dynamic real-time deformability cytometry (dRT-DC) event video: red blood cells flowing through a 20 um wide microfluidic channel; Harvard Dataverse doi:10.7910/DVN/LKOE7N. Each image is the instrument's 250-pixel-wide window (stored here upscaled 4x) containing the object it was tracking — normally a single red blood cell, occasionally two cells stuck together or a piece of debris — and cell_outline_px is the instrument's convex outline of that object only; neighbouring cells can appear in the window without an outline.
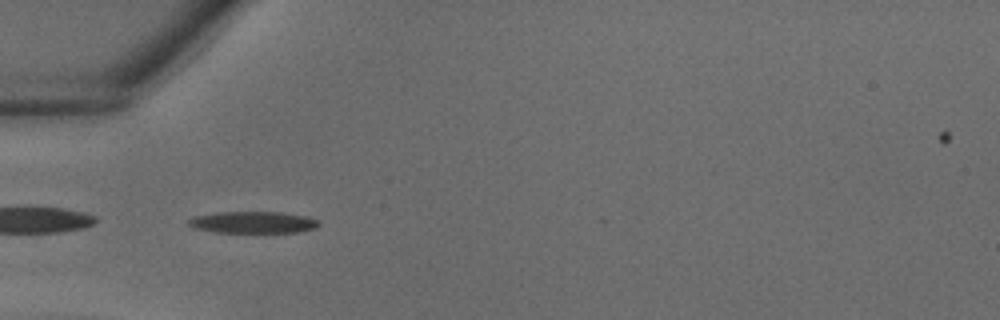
{"species": "common noctule bat (a hibernating species)", "species_latin": "Nyctalus noctula", "temperature_condition": "warm", "stored_images_in_passage": 39, "segment_of_instrument_passage": [2, 2], "camera_frame_rate_fps": 3000, "um_per_image_px": 0.085, "animal": {"sex": "male", "body_mass_g": 18.8}, "frame": {"image": 1, "passage_image": 13, "time_ms": 4.0, "image_size_px": [1000, 320], "cell_outline_px": [[320, 224], [316, 228], [300, 232], [216, 232], [196, 228], [188, 224], [188, 220], [192, 216], [216, 212], [280, 212], [304, 216], [316, 220]], "centroid_in_image_um": [21.48, 18.89], "position_along_channel_um": 63.5, "area_um2": 16.36}}
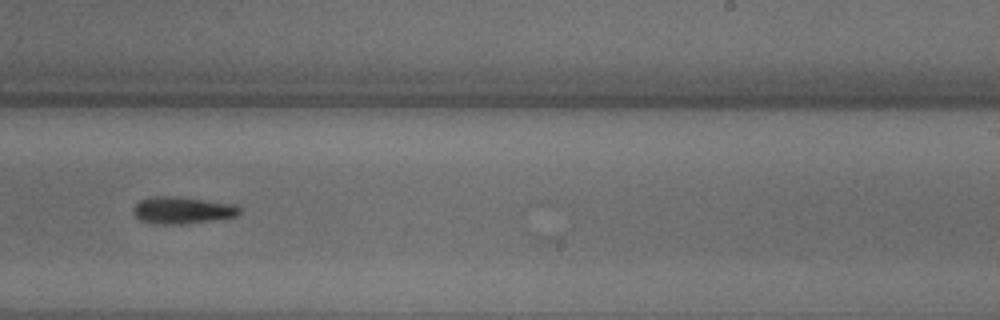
{"frame": {"image": 2, "passage_image": 25, "time_ms": 8.0, "image_size_px": [1000, 320], "cell_outline_px": [[240, 212], [236, 216], [212, 220], [180, 224], [152, 224], [140, 220], [132, 212], [132, 208], [140, 200], [148, 196], [176, 196], [236, 204], [240, 208]], "centroid_in_image_um": [15.45, 17.86], "position_along_channel_um": 273.5, "area_um2": 16.82}}
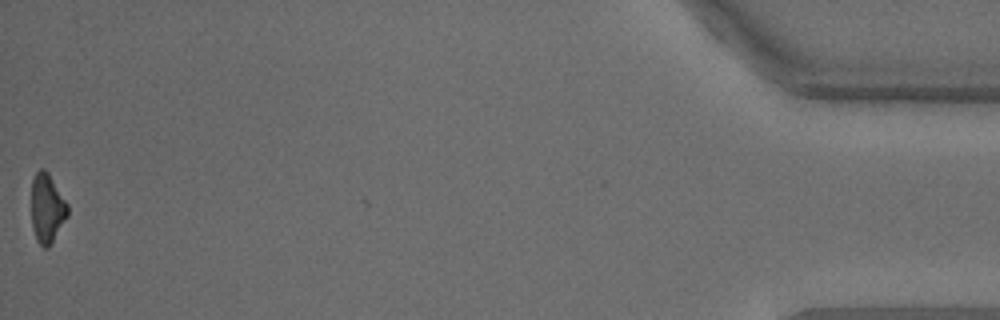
{"frame": {"image": 3, "passage_image": 39, "time_ms": 12.667, "image_size_px": [1000, 320], "cell_outline_px": [[68, 216], [48, 248], [44, 248], [36, 240], [32, 228], [32, 180], [36, 172], [40, 168], [44, 168], [48, 172], [68, 204]], "centroid_in_image_um": [4.0, 17.7], "position_along_channel_um": 431.2, "area_um2": 14.62}}